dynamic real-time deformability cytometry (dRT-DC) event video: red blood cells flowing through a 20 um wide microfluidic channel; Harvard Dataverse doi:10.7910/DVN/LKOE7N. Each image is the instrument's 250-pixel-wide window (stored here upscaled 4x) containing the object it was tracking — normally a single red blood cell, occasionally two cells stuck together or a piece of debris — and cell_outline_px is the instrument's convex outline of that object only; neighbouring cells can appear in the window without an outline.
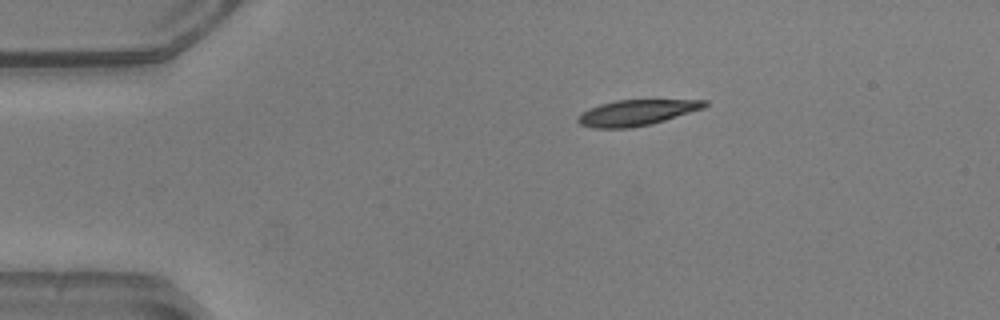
{"species": "common noctule bat (a hibernating species)", "species_latin": "Nyctalus noctula", "temperature_condition": "warm", "stored_images_in_passage": 43, "camera_frame_rate_fps": 3000, "um_per_image_px": 0.085, "animal": {"sex": "male", "body_mass_g": 20.5, "forearm_length_mm": 52.5}, "frame": {"image": 1, "passage_image": 1, "time_ms": 0.0, "image_size_px": [1000, 320], "cell_outline_px": [[708, 104], [704, 108], [652, 124], [632, 128], [592, 128], [580, 124], [576, 120], [576, 116], [588, 108], [600, 104], [616, 100], [708, 100]], "centroid_in_image_um": [54.07, 9.58], "position_along_channel_um": 30.9, "area_um2": 19.13}}
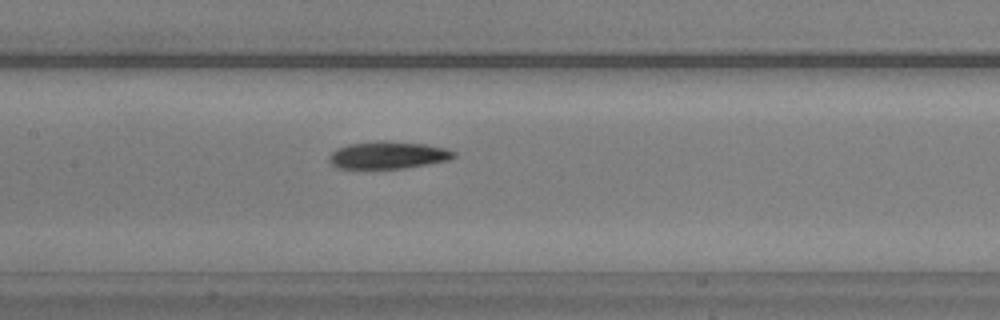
{"frame": {"image": 2, "passage_image": 16, "time_ms": 5.0, "image_size_px": [1000, 320], "cell_outline_px": [[456, 156], [448, 160], [428, 164], [404, 168], [336, 168], [328, 160], [328, 156], [336, 148], [348, 144], [376, 140], [388, 140], [424, 144], [444, 148], [456, 152]], "centroid_in_image_um": [32.95, 13.17], "position_along_channel_um": 174.5, "area_um2": 20.0}}
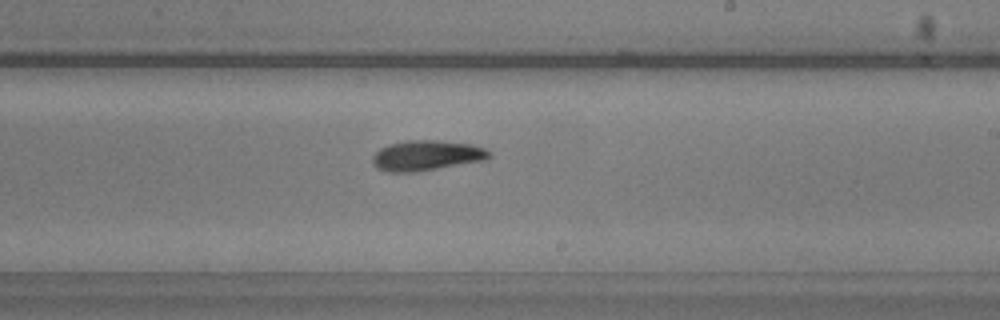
{"frame": {"image": 3, "passage_image": 22, "time_ms": 7.0, "image_size_px": [1000, 320], "cell_outline_px": [[492, 156], [484, 160], [416, 172], [388, 172], [376, 168], [372, 164], [372, 156], [380, 148], [388, 144], [408, 140], [436, 140], [472, 144], [484, 148], [492, 152]], "centroid_in_image_um": [36.24, 13.21], "position_along_channel_um": 252.8, "area_um2": 20.69}, "authors_computed_cell_mechanics": {"area_um2": 19.5364, "velocity_mm_per_s": 3.9284, "shape_relaxation_time_tau1_ms": 3.7128, "shape_relaxation_time_tau2_ms": 3.8861, "deformation_change_tau1": 0.1427, "deformation_change_tau2": 0.1049}}